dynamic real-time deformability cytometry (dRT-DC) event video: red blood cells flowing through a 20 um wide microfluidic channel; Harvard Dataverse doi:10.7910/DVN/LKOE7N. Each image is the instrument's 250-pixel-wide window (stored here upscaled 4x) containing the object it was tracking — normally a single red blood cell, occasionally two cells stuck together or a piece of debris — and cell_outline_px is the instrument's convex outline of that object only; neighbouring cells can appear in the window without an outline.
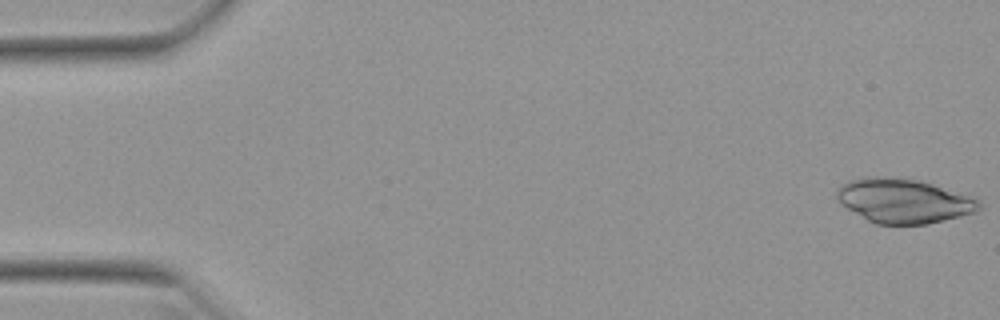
{"species": "Egyptian fruit bat (a non-hibernating species)", "species_latin": "Rousettus aegyptiacus", "temperature_condition": "warm", "stored_images_in_passage": 19, "camera_frame_rate_fps": 3000, "um_per_image_px": 0.085, "animal": {"sex": "female"}, "frame": {"image": 1, "passage_image": 1, "time_ms": 0.0, "image_size_px": [1000, 320], "cell_outline_px": [[980, 208], [976, 212], [928, 224], [876, 224], [868, 220], [840, 204], [836, 200], [836, 188], [840, 184], [848, 180], [860, 176], [884, 176], [920, 180], [976, 196], [980, 200]], "centroid_in_image_um": [76.8, 17.04], "position_along_channel_um": 8.2, "area_um2": 37.45}}
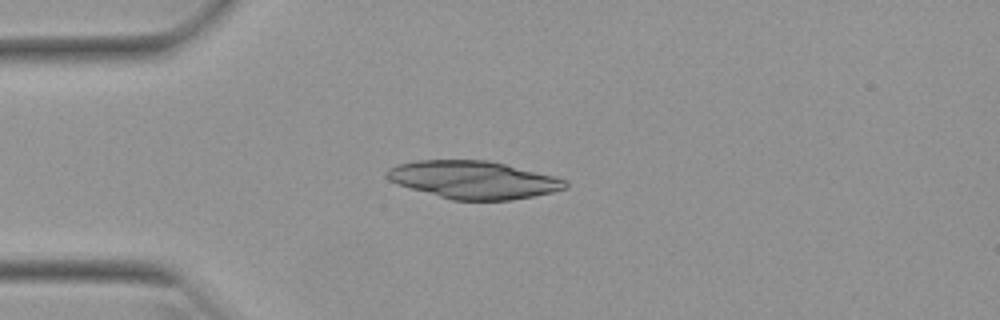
{"frame": {"image": 2, "passage_image": 13, "time_ms": 4.0, "image_size_px": [1000, 320], "cell_outline_px": [[568, 188], [552, 192], [512, 200], [452, 200], [396, 184], [388, 180], [384, 176], [384, 172], [388, 168], [396, 164], [416, 160], [488, 160], [556, 176], [568, 180]], "centroid_in_image_um": [40.22, 15.28], "position_along_channel_um": 44.8, "area_um2": 39.54}}